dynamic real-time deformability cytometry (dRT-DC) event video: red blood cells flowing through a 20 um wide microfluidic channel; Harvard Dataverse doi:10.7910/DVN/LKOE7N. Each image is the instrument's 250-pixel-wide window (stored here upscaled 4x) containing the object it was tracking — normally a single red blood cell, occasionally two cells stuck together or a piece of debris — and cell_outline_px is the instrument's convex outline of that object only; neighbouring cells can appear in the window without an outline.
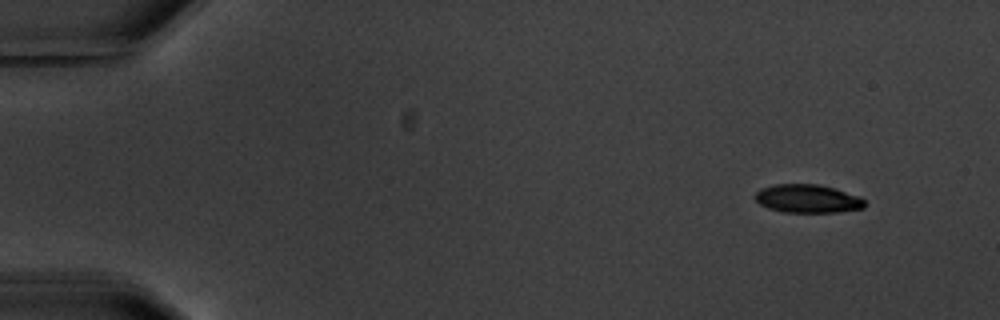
{"species": "common noctule bat (a hibernating species)", "species_latin": "Nyctalus noctula", "temperature_condition": "warm", "stored_images_in_passage": 3, "camera_frame_rate_fps": 3000, "um_per_image_px": 0.085, "animal": {"sex": "male", "body_mass_g": 20.1, "forearm_length_mm": 53.5}, "frame": {"image": 1, "passage_image": 1, "time_ms": 0.0, "image_size_px": [1000, 320], "cell_outline_px": [[864, 208], [836, 212], [784, 212], [768, 208], [760, 204], [752, 196], [760, 188], [776, 184], [820, 184], [860, 196], [864, 200]], "centroid_in_image_um": [68.62, 16.88], "position_along_channel_um": 16.4, "area_um2": 18.15}}